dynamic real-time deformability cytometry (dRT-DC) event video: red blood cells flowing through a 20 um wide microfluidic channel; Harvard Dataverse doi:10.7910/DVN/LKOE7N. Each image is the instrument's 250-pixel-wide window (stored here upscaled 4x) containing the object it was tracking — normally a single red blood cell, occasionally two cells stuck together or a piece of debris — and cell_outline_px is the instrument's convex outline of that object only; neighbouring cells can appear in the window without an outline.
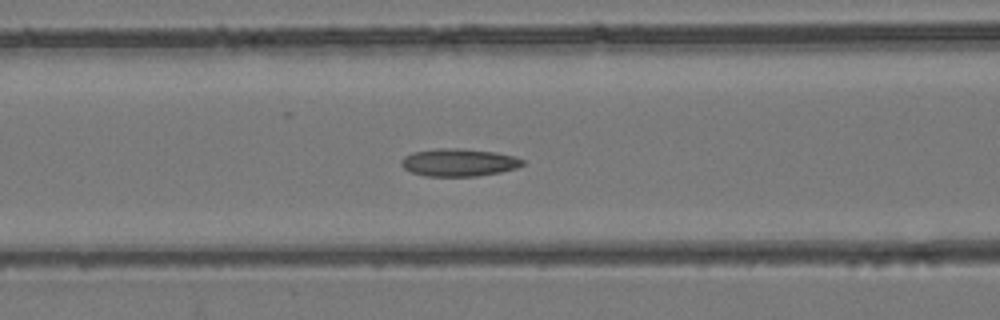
{"species": "common noctule bat (a hibernating species)", "species_latin": "Nyctalus noctula", "temperature_condition": "room temperature", "stored_images_in_passage": 44, "camera_frame_rate_fps": 3000, "um_per_image_px": 0.085, "animal": {"sex": "female", "body_mass_g": 24.6, "forearm_length_mm": 56.2}, "frame": {"image": 1, "passage_image": 17, "time_ms": 5.333, "image_size_px": [1000, 320], "cell_outline_px": [[524, 164], [516, 168], [500, 172], [476, 176], [428, 176], [412, 172], [404, 168], [400, 164], [404, 156], [412, 152], [440, 148], [456, 148], [496, 152], [512, 156], [524, 160]], "centroid_in_image_um": [38.99, 13.8], "position_along_channel_um": 127.6, "area_um2": 19.36}}
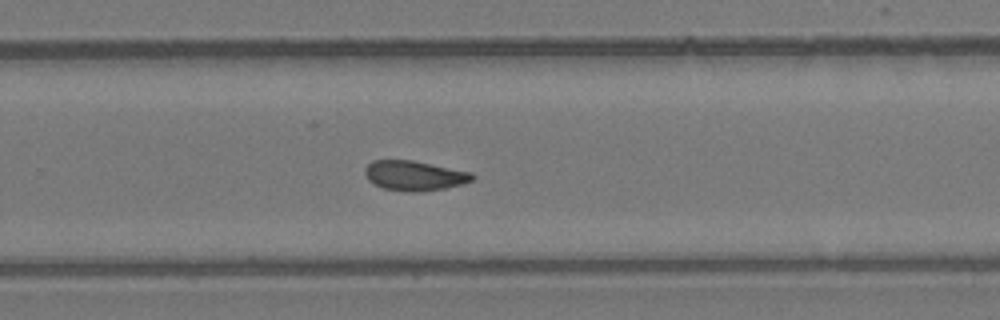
{"frame": {"image": 2, "passage_image": 28, "time_ms": 9.0, "image_size_px": [1000, 320], "cell_outline_px": [[476, 176], [472, 180], [464, 184], [444, 188], [416, 192], [408, 192], [384, 188], [368, 180], [364, 172], [364, 168], [372, 160], [412, 160], [472, 172]], "centroid_in_image_um": [35.23, 14.92], "position_along_channel_um": 294.6, "area_um2": 18.67}}
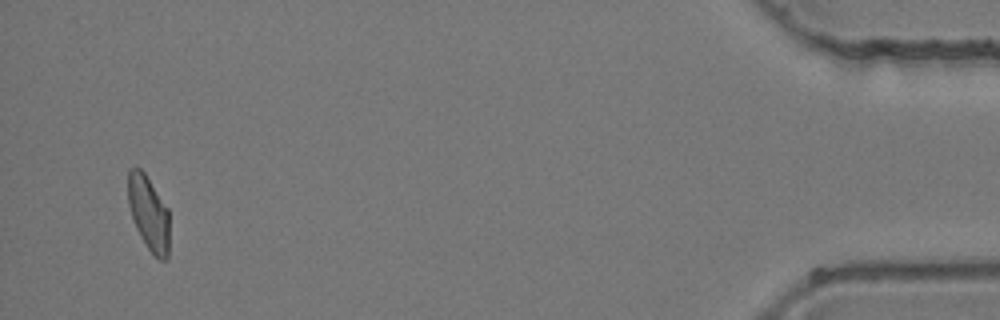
{"frame": {"image": 3, "passage_image": 42, "time_ms": 13.667, "image_size_px": [1000, 320], "cell_outline_px": [[168, 260], [160, 260], [148, 248], [136, 228], [128, 204], [128, 172], [136, 164], [144, 172], [168, 208]], "centroid_in_image_um": [12.63, 18.08], "position_along_channel_um": 422.6, "area_um2": 17.8}}